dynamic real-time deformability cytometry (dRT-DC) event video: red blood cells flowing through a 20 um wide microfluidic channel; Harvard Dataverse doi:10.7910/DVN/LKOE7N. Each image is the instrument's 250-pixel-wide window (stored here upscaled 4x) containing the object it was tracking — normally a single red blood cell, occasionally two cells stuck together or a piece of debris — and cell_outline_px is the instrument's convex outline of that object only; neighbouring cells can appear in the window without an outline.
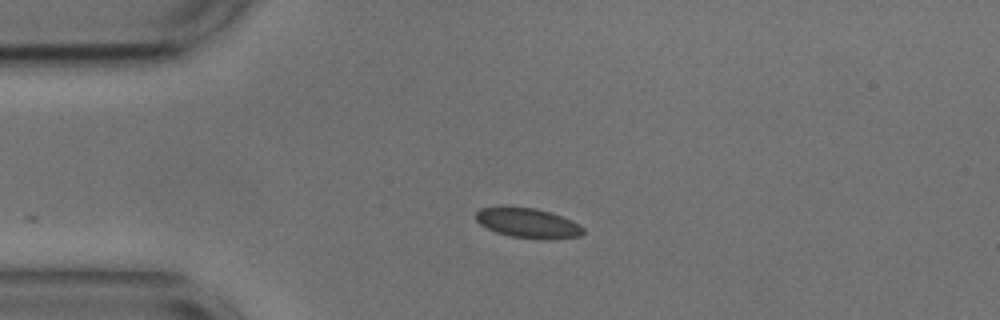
{"species": "common noctule bat (a hibernating species)", "species_latin": "Nyctalus noctula", "temperature_condition": "cold", "stored_images_in_passage": 25, "camera_frame_rate_fps": 3000, "um_per_image_px": 0.085, "animal": {"sex": "male", "body_mass_g": 17.9, "forearm_length_mm": 54.2}, "frame": {"image": 1, "passage_image": 1, "time_ms": 0.0, "image_size_px": [1000, 320], "cell_outline_px": [[584, 232], [580, 236], [552, 240], [548, 240], [512, 236], [496, 232], [480, 224], [476, 220], [476, 212], [480, 208], [500, 204], [504, 204], [536, 208], [572, 220], [580, 224], [584, 228]], "centroid_in_image_um": [44.84, 18.92], "position_along_channel_um": 40.2, "area_um2": 19.19}}
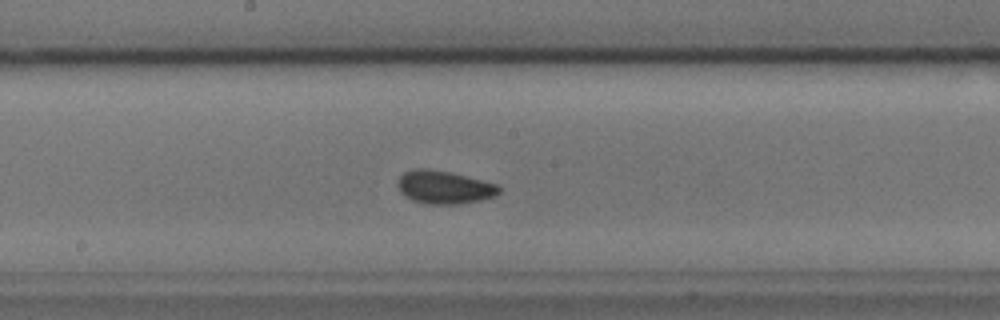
{"frame": {"image": 2, "passage_image": 17, "time_ms": 5.333, "image_size_px": [1000, 320], "cell_outline_px": [[500, 192], [496, 196], [480, 200], [460, 204], [428, 204], [412, 200], [400, 192], [396, 184], [400, 176], [404, 172], [416, 168], [428, 168], [452, 172], [500, 184]], "centroid_in_image_um": [37.78, 15.9], "position_along_channel_um": 210.4, "area_um2": 19.88}}
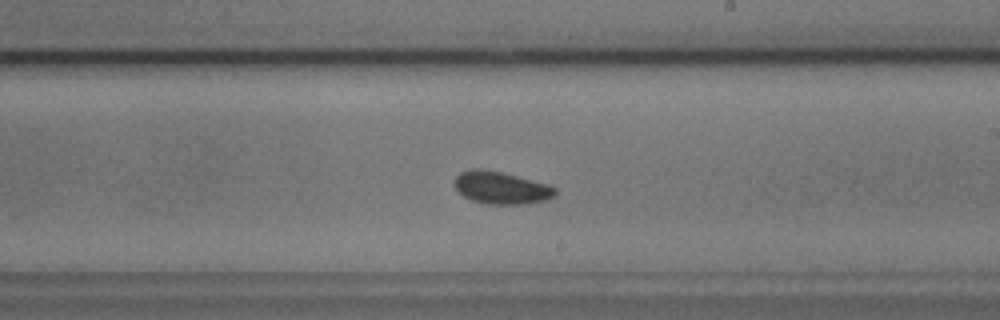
{"frame": {"image": 3, "passage_image": 20, "time_ms": 6.333, "image_size_px": [1000, 320], "cell_outline_px": [[556, 196], [544, 200], [524, 204], [488, 204], [472, 200], [464, 196], [456, 188], [456, 176], [460, 172], [472, 168], [480, 168], [500, 172], [548, 184], [556, 188]], "centroid_in_image_um": [42.61, 15.96], "position_along_channel_um": 246.4, "area_um2": 18.79}}